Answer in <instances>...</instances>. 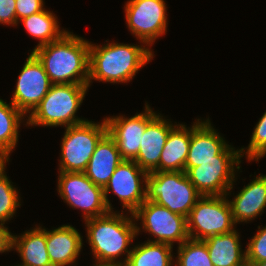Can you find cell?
I'll use <instances>...</instances> for the list:
<instances>
[{"mask_svg":"<svg viewBox=\"0 0 266 266\" xmlns=\"http://www.w3.org/2000/svg\"><path fill=\"white\" fill-rule=\"evenodd\" d=\"M147 175L148 173L141 169L133 160H123L103 188L105 202L109 211L114 209L111 208L112 206L108 199V194L112 191L120 199L123 209L126 208L130 214H133L146 200Z\"/></svg>","mask_w":266,"mask_h":266,"instance_id":"7c38bea8","label":"cell"},{"mask_svg":"<svg viewBox=\"0 0 266 266\" xmlns=\"http://www.w3.org/2000/svg\"><path fill=\"white\" fill-rule=\"evenodd\" d=\"M174 266H213L206 244L202 240L188 239L178 246Z\"/></svg>","mask_w":266,"mask_h":266,"instance_id":"484cf974","label":"cell"},{"mask_svg":"<svg viewBox=\"0 0 266 266\" xmlns=\"http://www.w3.org/2000/svg\"><path fill=\"white\" fill-rule=\"evenodd\" d=\"M172 245L147 241L132 247L124 266H172Z\"/></svg>","mask_w":266,"mask_h":266,"instance_id":"cb8c5ba5","label":"cell"},{"mask_svg":"<svg viewBox=\"0 0 266 266\" xmlns=\"http://www.w3.org/2000/svg\"><path fill=\"white\" fill-rule=\"evenodd\" d=\"M9 160L8 159H5V158H2L0 157V170L6 166L5 163H7Z\"/></svg>","mask_w":266,"mask_h":266,"instance_id":"e575fe53","label":"cell"},{"mask_svg":"<svg viewBox=\"0 0 266 266\" xmlns=\"http://www.w3.org/2000/svg\"><path fill=\"white\" fill-rule=\"evenodd\" d=\"M145 46L114 42L100 46L90 42L88 87L92 80L113 84L130 82L154 56Z\"/></svg>","mask_w":266,"mask_h":266,"instance_id":"7a4b0ae2","label":"cell"},{"mask_svg":"<svg viewBox=\"0 0 266 266\" xmlns=\"http://www.w3.org/2000/svg\"><path fill=\"white\" fill-rule=\"evenodd\" d=\"M0 23L17 25L16 0H0Z\"/></svg>","mask_w":266,"mask_h":266,"instance_id":"4dcf8cb0","label":"cell"},{"mask_svg":"<svg viewBox=\"0 0 266 266\" xmlns=\"http://www.w3.org/2000/svg\"><path fill=\"white\" fill-rule=\"evenodd\" d=\"M240 163V160H210L184 168V172L202 196H228L235 182V169H240Z\"/></svg>","mask_w":266,"mask_h":266,"instance_id":"4fadbf2b","label":"cell"},{"mask_svg":"<svg viewBox=\"0 0 266 266\" xmlns=\"http://www.w3.org/2000/svg\"><path fill=\"white\" fill-rule=\"evenodd\" d=\"M89 48V41L67 31L31 52L43 64L52 84L88 85Z\"/></svg>","mask_w":266,"mask_h":266,"instance_id":"6da1fadb","label":"cell"},{"mask_svg":"<svg viewBox=\"0 0 266 266\" xmlns=\"http://www.w3.org/2000/svg\"><path fill=\"white\" fill-rule=\"evenodd\" d=\"M25 115L12 103L0 99V157L10 159L9 155L16 148L18 129Z\"/></svg>","mask_w":266,"mask_h":266,"instance_id":"603a6c76","label":"cell"},{"mask_svg":"<svg viewBox=\"0 0 266 266\" xmlns=\"http://www.w3.org/2000/svg\"><path fill=\"white\" fill-rule=\"evenodd\" d=\"M5 173V166L0 170V222L7 223L20 207V197Z\"/></svg>","mask_w":266,"mask_h":266,"instance_id":"4316f807","label":"cell"},{"mask_svg":"<svg viewBox=\"0 0 266 266\" xmlns=\"http://www.w3.org/2000/svg\"><path fill=\"white\" fill-rule=\"evenodd\" d=\"M19 252L22 263L16 266H52L46 243V229L35 226L17 236L13 235V248Z\"/></svg>","mask_w":266,"mask_h":266,"instance_id":"7402d4cb","label":"cell"},{"mask_svg":"<svg viewBox=\"0 0 266 266\" xmlns=\"http://www.w3.org/2000/svg\"><path fill=\"white\" fill-rule=\"evenodd\" d=\"M133 216L136 221H141L142 230L156 237L153 241H147L173 246L174 242L178 241V245H181L189 239L186 217L171 212L153 201L145 200Z\"/></svg>","mask_w":266,"mask_h":266,"instance_id":"9c48e42d","label":"cell"},{"mask_svg":"<svg viewBox=\"0 0 266 266\" xmlns=\"http://www.w3.org/2000/svg\"><path fill=\"white\" fill-rule=\"evenodd\" d=\"M88 85L53 84L34 111L27 116L26 126L70 127L87 121L76 116Z\"/></svg>","mask_w":266,"mask_h":266,"instance_id":"277c9868","label":"cell"},{"mask_svg":"<svg viewBox=\"0 0 266 266\" xmlns=\"http://www.w3.org/2000/svg\"><path fill=\"white\" fill-rule=\"evenodd\" d=\"M52 85L43 64L31 52L18 76L10 102L24 115H30Z\"/></svg>","mask_w":266,"mask_h":266,"instance_id":"5bb4252c","label":"cell"},{"mask_svg":"<svg viewBox=\"0 0 266 266\" xmlns=\"http://www.w3.org/2000/svg\"><path fill=\"white\" fill-rule=\"evenodd\" d=\"M93 266H121V265L113 264V263H98V262H96L95 264H93Z\"/></svg>","mask_w":266,"mask_h":266,"instance_id":"d6a6232c","label":"cell"},{"mask_svg":"<svg viewBox=\"0 0 266 266\" xmlns=\"http://www.w3.org/2000/svg\"><path fill=\"white\" fill-rule=\"evenodd\" d=\"M123 212L109 211L105 215L84 220L95 262L121 266L126 264L132 250L128 249V246L139 234L140 227L135 224L133 214L127 217ZM125 253L123 262L119 261L118 258Z\"/></svg>","mask_w":266,"mask_h":266,"instance_id":"3957f363","label":"cell"},{"mask_svg":"<svg viewBox=\"0 0 266 266\" xmlns=\"http://www.w3.org/2000/svg\"><path fill=\"white\" fill-rule=\"evenodd\" d=\"M44 9L43 0H16L17 24L22 18L31 16L32 14L40 12Z\"/></svg>","mask_w":266,"mask_h":266,"instance_id":"f546056e","label":"cell"},{"mask_svg":"<svg viewBox=\"0 0 266 266\" xmlns=\"http://www.w3.org/2000/svg\"><path fill=\"white\" fill-rule=\"evenodd\" d=\"M4 225L0 222V253L10 252L13 248V234Z\"/></svg>","mask_w":266,"mask_h":266,"instance_id":"1f68e13d","label":"cell"},{"mask_svg":"<svg viewBox=\"0 0 266 266\" xmlns=\"http://www.w3.org/2000/svg\"><path fill=\"white\" fill-rule=\"evenodd\" d=\"M240 152L242 157L245 153L247 154L248 161L255 160L258 162L260 158L266 155V111L256 124L248 147L241 148Z\"/></svg>","mask_w":266,"mask_h":266,"instance_id":"83f0119b","label":"cell"},{"mask_svg":"<svg viewBox=\"0 0 266 266\" xmlns=\"http://www.w3.org/2000/svg\"><path fill=\"white\" fill-rule=\"evenodd\" d=\"M65 128L59 172H85L96 145L107 133L106 121L94 123L87 120Z\"/></svg>","mask_w":266,"mask_h":266,"instance_id":"8992f818","label":"cell"},{"mask_svg":"<svg viewBox=\"0 0 266 266\" xmlns=\"http://www.w3.org/2000/svg\"><path fill=\"white\" fill-rule=\"evenodd\" d=\"M248 266H266V260L259 263H247Z\"/></svg>","mask_w":266,"mask_h":266,"instance_id":"836d02e7","label":"cell"},{"mask_svg":"<svg viewBox=\"0 0 266 266\" xmlns=\"http://www.w3.org/2000/svg\"><path fill=\"white\" fill-rule=\"evenodd\" d=\"M156 115L146 103L144 112L130 118L123 115L104 118L107 133L114 139L123 160H134L137 157L146 125Z\"/></svg>","mask_w":266,"mask_h":266,"instance_id":"9a60e30c","label":"cell"},{"mask_svg":"<svg viewBox=\"0 0 266 266\" xmlns=\"http://www.w3.org/2000/svg\"><path fill=\"white\" fill-rule=\"evenodd\" d=\"M191 140V128L177 124L169 133L159 166L153 172L184 171Z\"/></svg>","mask_w":266,"mask_h":266,"instance_id":"ffe728a7","label":"cell"},{"mask_svg":"<svg viewBox=\"0 0 266 266\" xmlns=\"http://www.w3.org/2000/svg\"><path fill=\"white\" fill-rule=\"evenodd\" d=\"M58 193L69 206L80 208L84 220L105 215L109 212L103 187L94 184L84 172H60Z\"/></svg>","mask_w":266,"mask_h":266,"instance_id":"ba28073f","label":"cell"},{"mask_svg":"<svg viewBox=\"0 0 266 266\" xmlns=\"http://www.w3.org/2000/svg\"><path fill=\"white\" fill-rule=\"evenodd\" d=\"M239 233L212 235L202 240L208 249L213 266H245L246 250L241 249Z\"/></svg>","mask_w":266,"mask_h":266,"instance_id":"44dd1931","label":"cell"},{"mask_svg":"<svg viewBox=\"0 0 266 266\" xmlns=\"http://www.w3.org/2000/svg\"><path fill=\"white\" fill-rule=\"evenodd\" d=\"M29 35L39 40L36 47L58 40L67 30L59 29V22L51 11L46 9L19 20Z\"/></svg>","mask_w":266,"mask_h":266,"instance_id":"d4e9b609","label":"cell"},{"mask_svg":"<svg viewBox=\"0 0 266 266\" xmlns=\"http://www.w3.org/2000/svg\"><path fill=\"white\" fill-rule=\"evenodd\" d=\"M186 221L189 239L193 240L227 234L236 228L226 195L202 196L191 209Z\"/></svg>","mask_w":266,"mask_h":266,"instance_id":"52a82bcc","label":"cell"},{"mask_svg":"<svg viewBox=\"0 0 266 266\" xmlns=\"http://www.w3.org/2000/svg\"><path fill=\"white\" fill-rule=\"evenodd\" d=\"M122 161L114 139L106 133L96 145L84 173L94 184L104 188Z\"/></svg>","mask_w":266,"mask_h":266,"instance_id":"d6986e66","label":"cell"},{"mask_svg":"<svg viewBox=\"0 0 266 266\" xmlns=\"http://www.w3.org/2000/svg\"><path fill=\"white\" fill-rule=\"evenodd\" d=\"M240 149L227 144L223 137L211 126L208 119H197L191 127V140L185 168L198 166L210 160H240Z\"/></svg>","mask_w":266,"mask_h":266,"instance_id":"8fae6325","label":"cell"},{"mask_svg":"<svg viewBox=\"0 0 266 266\" xmlns=\"http://www.w3.org/2000/svg\"><path fill=\"white\" fill-rule=\"evenodd\" d=\"M157 114L144 130L140 149L137 157L133 160L147 173L153 172L158 166L162 150L165 146L170 131L176 126L168 119H163Z\"/></svg>","mask_w":266,"mask_h":266,"instance_id":"2e32d148","label":"cell"},{"mask_svg":"<svg viewBox=\"0 0 266 266\" xmlns=\"http://www.w3.org/2000/svg\"><path fill=\"white\" fill-rule=\"evenodd\" d=\"M251 181L234 199L228 200L235 224L254 220L266 207V175L260 174Z\"/></svg>","mask_w":266,"mask_h":266,"instance_id":"ac0fdd59","label":"cell"},{"mask_svg":"<svg viewBox=\"0 0 266 266\" xmlns=\"http://www.w3.org/2000/svg\"><path fill=\"white\" fill-rule=\"evenodd\" d=\"M129 31L147 47L167 31L166 4L164 0H128L125 6Z\"/></svg>","mask_w":266,"mask_h":266,"instance_id":"30bf717a","label":"cell"},{"mask_svg":"<svg viewBox=\"0 0 266 266\" xmlns=\"http://www.w3.org/2000/svg\"><path fill=\"white\" fill-rule=\"evenodd\" d=\"M81 234L72 225L46 230L47 251L52 266L73 265L83 246Z\"/></svg>","mask_w":266,"mask_h":266,"instance_id":"e0dca14e","label":"cell"},{"mask_svg":"<svg viewBox=\"0 0 266 266\" xmlns=\"http://www.w3.org/2000/svg\"><path fill=\"white\" fill-rule=\"evenodd\" d=\"M201 197L184 171L150 172L146 177V200L186 218Z\"/></svg>","mask_w":266,"mask_h":266,"instance_id":"5b68a950","label":"cell"},{"mask_svg":"<svg viewBox=\"0 0 266 266\" xmlns=\"http://www.w3.org/2000/svg\"><path fill=\"white\" fill-rule=\"evenodd\" d=\"M257 233L247 243L246 262L259 263L266 260V226H258Z\"/></svg>","mask_w":266,"mask_h":266,"instance_id":"f1b7e54d","label":"cell"}]
</instances>
